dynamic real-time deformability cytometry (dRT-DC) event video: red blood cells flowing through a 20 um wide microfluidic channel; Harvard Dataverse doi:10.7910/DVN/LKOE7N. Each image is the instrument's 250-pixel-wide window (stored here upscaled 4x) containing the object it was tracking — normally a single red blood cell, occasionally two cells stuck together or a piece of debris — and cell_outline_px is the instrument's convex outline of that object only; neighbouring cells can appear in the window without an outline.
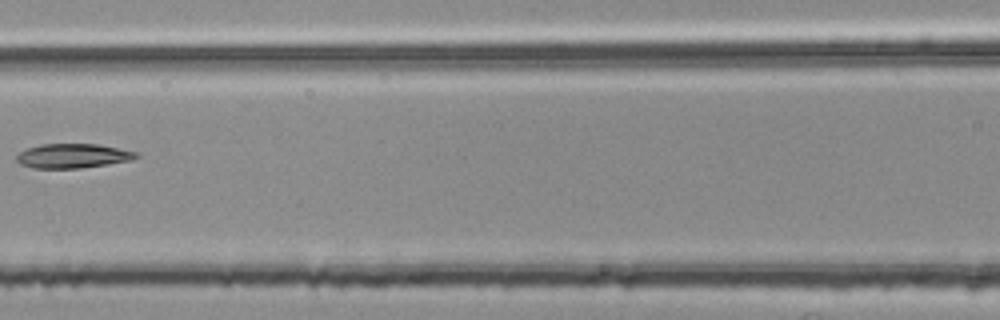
{"species": "common noctule bat (a hibernating species)", "species_latin": "Nyctalus noctula", "temperature_condition": "room temperature", "stored_images_in_passage": 3, "camera_frame_rate_fps": 3000, "um_per_image_px": 0.085, "animal": {"sex": "female", "body_mass_g": 25.1}, "frame": {"image": 1, "passage_image": 3, "time_ms": 0.667, "image_size_px": [1000, 320], "cell_outline_px": [[140, 156], [132, 160], [108, 164], [80, 168], [32, 168], [20, 164], [16, 160], [16, 156], [24, 148], [40, 144], [96, 144], [140, 152]], "centroid_in_image_um": [6.19, 13.24], "position_along_channel_um": 160.4, "area_um2": 17.17}}